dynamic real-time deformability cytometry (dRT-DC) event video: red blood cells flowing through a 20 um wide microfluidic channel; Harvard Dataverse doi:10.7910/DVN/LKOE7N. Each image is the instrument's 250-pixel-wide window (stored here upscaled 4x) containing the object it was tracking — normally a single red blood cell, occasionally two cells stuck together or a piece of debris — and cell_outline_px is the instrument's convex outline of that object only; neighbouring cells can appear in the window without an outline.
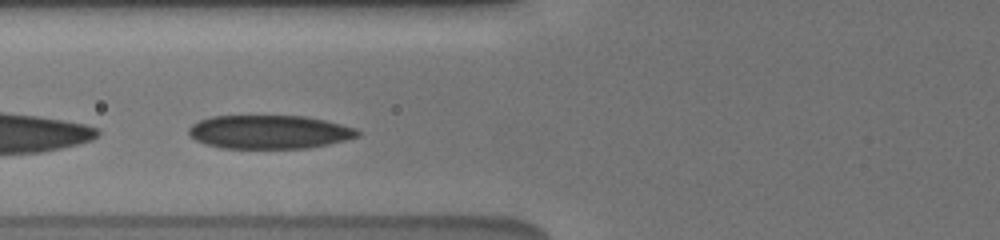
{"species": "human", "species_latin": "Homo sapiens", "temperature_condition": "cold", "stored_images_in_passage": 31, "camera_frame_rate_fps": 3000, "um_per_image_px": 0.085, "donor": {"sex": "male"}, "frame": {"image": 1, "passage_image": 9, "time_ms": 3.333, "image_size_px": [1000, 240], "cell_outline_px": [[360, 136], [328, 144], [308, 148], [220, 148], [204, 144], [188, 136], [188, 128], [192, 124], [200, 120], [212, 116], [308, 116], [356, 128], [360, 132]], "centroid_in_image_um": [22.86, 11.22], "position_along_channel_um": 102.9, "area_um2": 33.18}}
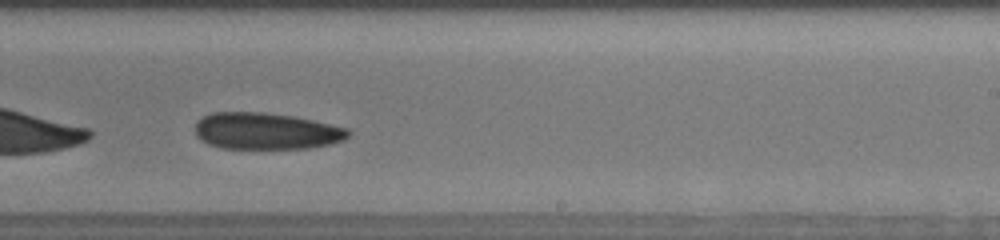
{"frame": {"image": 2, "passage_image": 19, "time_ms": 7.667, "image_size_px": [1000, 240], "cell_outline_px": [[352, 132], [344, 140], [332, 144], [308, 148], [220, 148], [208, 144], [200, 140], [196, 136], [196, 120], [212, 112], [264, 112], [292, 116], [312, 120], [348, 128]], "centroid_in_image_um": [22.61, 11.14], "position_along_channel_um": 266.4, "area_um2": 32.83}}
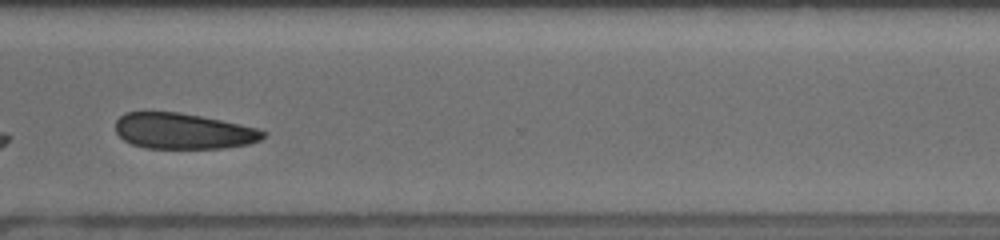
{"frame": {"image": 3, "passage_image": 24, "time_ms": 10.0, "image_size_px": [1000, 240], "cell_outline_px": [[268, 132], [260, 140], [248, 144], [224, 148], [144, 148], [132, 144], [124, 140], [116, 132], [116, 120], [124, 112], [180, 112], [260, 128]], "centroid_in_image_um": [15.59, 11.14], "position_along_channel_um": 355.0, "area_um2": 30.87}, "authors_computed_cell_mechanics": {"area_um2": 33.1772, "velocity_mm_per_s": 3.784, "shape_relaxation_time_tau1_ms": 2.0768, "shape_relaxation_time_tau2_ms": 10.2036, "deformation_change_tau1": 0.0504, "deformation_change_tau2": 0.1389}}